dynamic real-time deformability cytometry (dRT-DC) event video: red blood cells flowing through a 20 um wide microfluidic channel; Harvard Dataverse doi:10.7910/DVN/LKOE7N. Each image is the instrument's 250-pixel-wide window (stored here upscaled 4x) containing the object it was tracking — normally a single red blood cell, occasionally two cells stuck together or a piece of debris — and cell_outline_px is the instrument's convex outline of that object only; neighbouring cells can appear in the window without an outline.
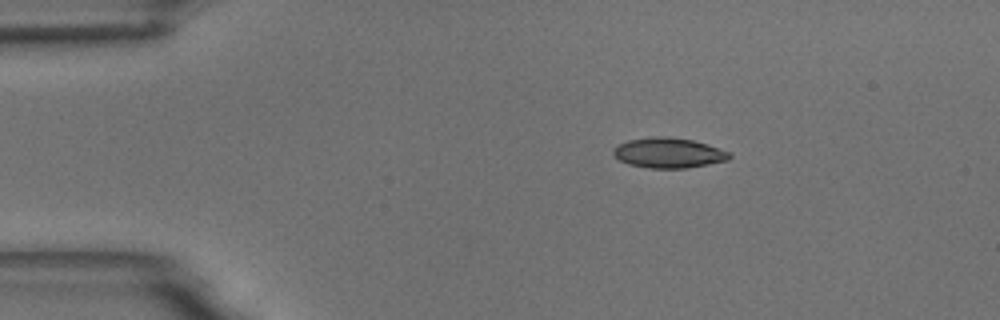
{"species": "common noctule bat (a hibernating species)", "species_latin": "Nyctalus noctula", "temperature_condition": "room temperature", "stored_images_in_passage": 46, "camera_frame_rate_fps": 3000, "um_per_image_px": 0.085, "animal": {"sex": "male", "body_mass_g": 18.8}, "frame": {"image": 1, "passage_image": 1, "time_ms": 0.0, "image_size_px": [1000, 320], "cell_outline_px": [[732, 156], [728, 160], [688, 168], [648, 168], [628, 164], [620, 160], [612, 152], [612, 148], [628, 140], [652, 136], [664, 136], [692, 140], [708, 144], [728, 152]], "centroid_in_image_um": [56.81, 12.99], "position_along_channel_um": 28.2, "area_um2": 20.35}}
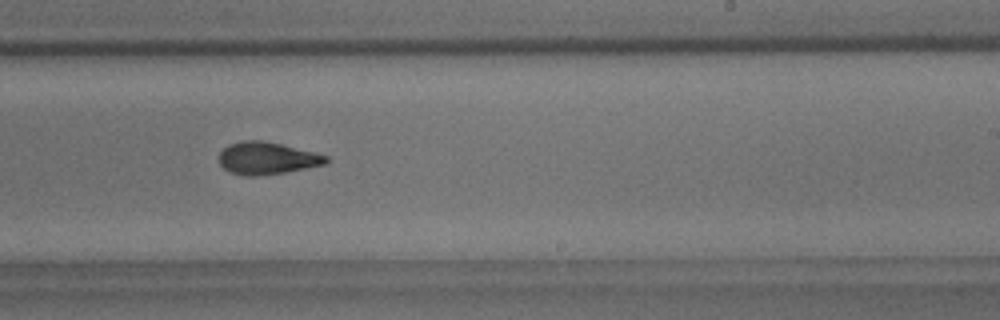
{"frame": {"image": 2, "passage_image": 25, "time_ms": 8.0, "image_size_px": [1000, 320], "cell_outline_px": [[328, 160], [324, 164], [284, 172], [256, 176], [244, 176], [232, 172], [224, 168], [220, 164], [220, 152], [228, 144], [244, 140], [264, 140], [328, 156]], "centroid_in_image_um": [22.65, 13.44], "position_along_channel_um": 266.3, "area_um2": 19.77}}
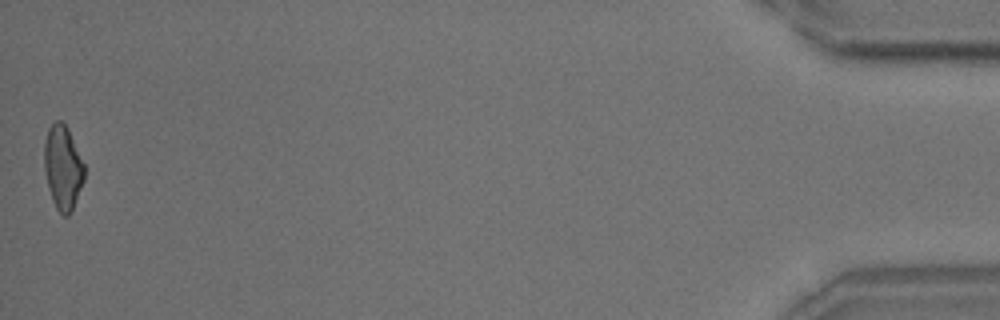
{"frame": {"image": 3, "passage_image": 46, "time_ms": 15.0, "image_size_px": [1000, 320], "cell_outline_px": [[84, 180], [72, 208], [68, 216], [64, 216], [56, 208], [52, 200], [48, 188], [44, 172], [44, 144], [48, 128], [56, 120], [60, 120], [68, 128], [84, 164]], "centroid_in_image_um": [5.32, 14.22], "position_along_channel_um": 429.9, "area_um2": 19.54}, "authors_computed_cell_mechanics": {"area_um2": 20.3167, "velocity_mm_per_s": 3.6873, "shape_relaxation_time_tau1_ms": 4.8668, "shape_relaxation_time_tau2_ms": 2.9762, "deformation_change_tau1": 0.1484, "deformation_change_tau2": 0.0942}}